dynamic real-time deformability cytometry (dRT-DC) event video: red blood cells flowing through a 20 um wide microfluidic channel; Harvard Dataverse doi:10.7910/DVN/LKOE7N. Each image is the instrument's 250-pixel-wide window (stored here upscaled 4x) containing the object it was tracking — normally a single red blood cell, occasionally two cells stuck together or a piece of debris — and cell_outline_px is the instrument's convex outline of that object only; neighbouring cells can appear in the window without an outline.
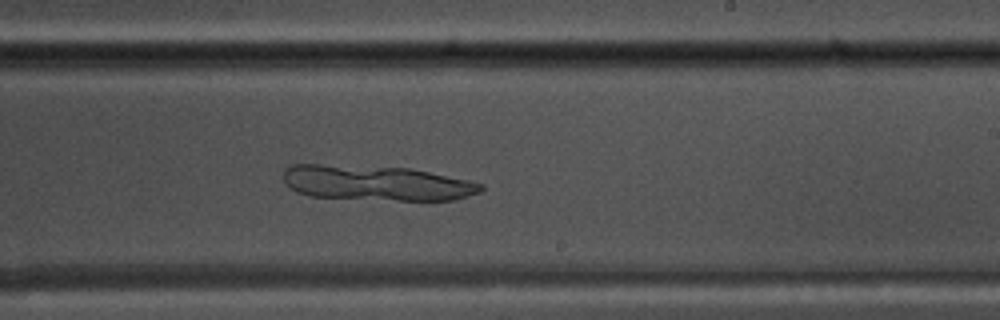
{"species": "common noctule bat (a hibernating species)", "species_latin": "Nyctalus noctula", "temperature_condition": "warm", "stored_images_in_passage": 53, "camera_frame_rate_fps": 3000, "um_per_image_px": 0.085, "animal": {"sex": "male", "body_mass_g": 17.5, "forearm_length_mm": 52.3}, "frame": {"image": 1, "passage_image": 31, "time_ms": 10.0, "image_size_px": [1000, 320], "cell_outline_px": [[484, 188], [480, 192], [456, 200], [396, 200], [308, 196], [296, 192], [284, 184], [284, 168], [292, 164], [320, 164], [408, 168], [468, 180], [484, 184]], "centroid_in_image_um": [31.96, 15.55], "position_along_channel_um": 257.0, "area_um2": 40.4}}
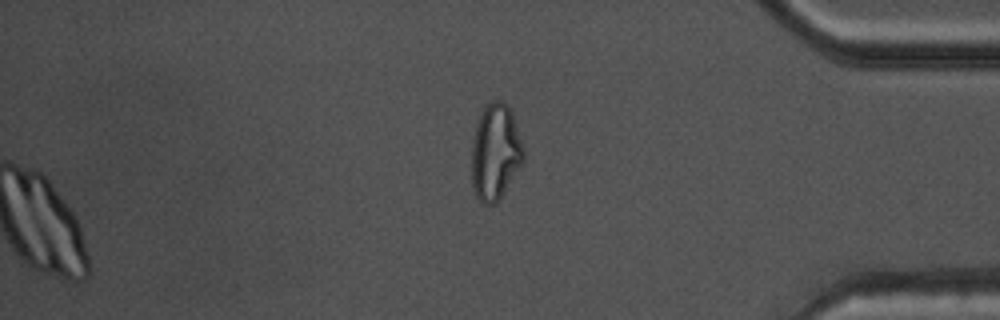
{"frame": {"image": 2, "passage_image": 53, "time_ms": 17.333, "image_size_px": [1000, 320], "cell_outline_px": [[524, 160], [496, 204], [484, 204], [476, 196], [472, 188], [472, 140], [476, 124], [484, 108], [492, 100], [504, 100], [508, 104], [512, 112], [524, 148]], "centroid_in_image_um": [42.1, 12.91], "position_along_channel_um": 393.1, "area_um2": 29.07}}